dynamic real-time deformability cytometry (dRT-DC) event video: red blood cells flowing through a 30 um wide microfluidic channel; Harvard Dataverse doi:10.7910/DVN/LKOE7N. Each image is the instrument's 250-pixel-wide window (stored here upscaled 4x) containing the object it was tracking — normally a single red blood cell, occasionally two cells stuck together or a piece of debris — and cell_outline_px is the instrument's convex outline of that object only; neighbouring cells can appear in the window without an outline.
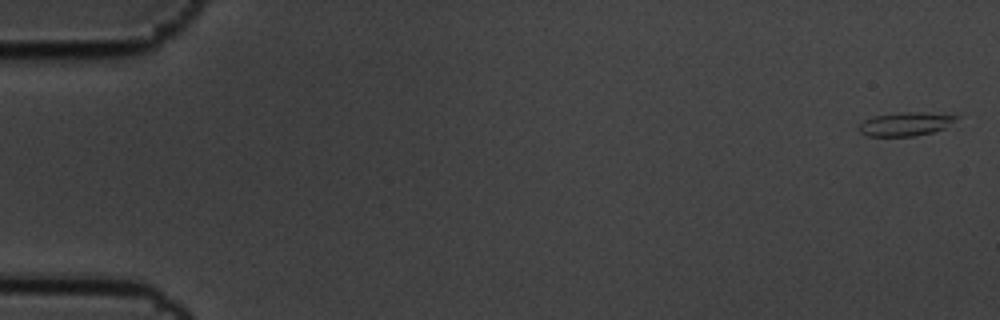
{"species": "common noctule bat (a hibernating species)", "species_latin": "Nyctalus noctula", "temperature_condition": "cold", "stored_images_in_passage": 7, "camera_frame_rate_fps": 3000, "um_per_image_px": 0.085, "animal": {"sex": "male", "body_mass_g": 19.5, "forearm_length_mm": 54.6}, "frame": {"image": 1, "passage_image": 1, "time_ms": 0.0, "image_size_px": [1000, 320], "cell_outline_px": [[960, 116], [944, 128], [932, 132], [916, 136], [868, 136], [860, 132], [860, 124], [864, 120], [872, 116], [904, 112], [924, 112]], "centroid_in_image_um": [76.95, 10.54], "position_along_channel_um": 8.0, "area_um2": 13.24}}
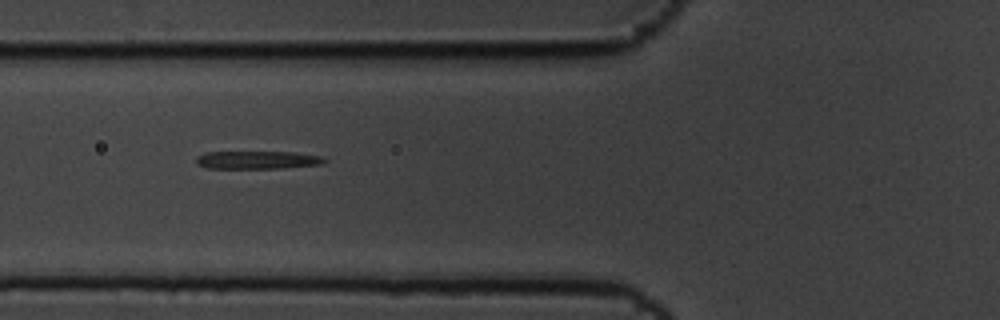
{"frame": {"image": 2, "passage_image": 6, "time_ms": 1.667, "image_size_px": [1000, 320], "cell_outline_px": [[328, 160], [320, 164], [280, 168], [208, 168], [196, 164], [196, 156], [204, 152], [296, 152], [320, 156]], "centroid_in_image_um": [21.83, 13.59], "position_along_channel_um": 104.0, "area_um2": 13.35}}
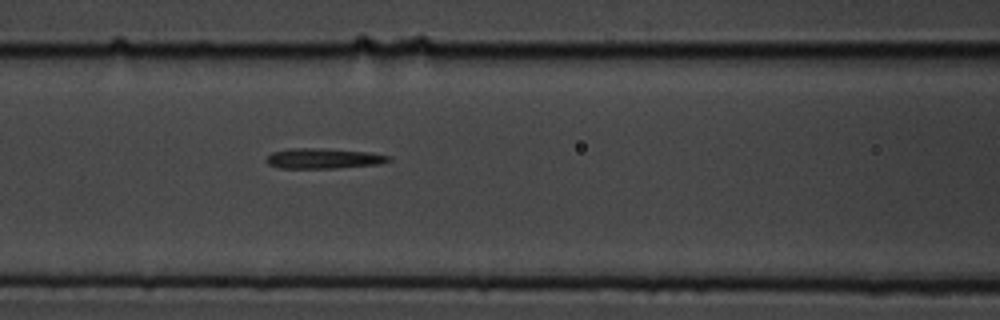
{"frame": {"image": 3, "passage_image": 7, "time_ms": 2.0, "image_size_px": [1000, 320], "cell_outline_px": [[392, 160], [380, 164], [336, 168], [280, 168], [268, 164], [264, 160], [272, 152], [288, 148], [320, 148], [368, 152], [392, 156]], "centroid_in_image_um": [27.49, 13.47], "position_along_channel_um": 139.1, "area_um2": 14.57}}